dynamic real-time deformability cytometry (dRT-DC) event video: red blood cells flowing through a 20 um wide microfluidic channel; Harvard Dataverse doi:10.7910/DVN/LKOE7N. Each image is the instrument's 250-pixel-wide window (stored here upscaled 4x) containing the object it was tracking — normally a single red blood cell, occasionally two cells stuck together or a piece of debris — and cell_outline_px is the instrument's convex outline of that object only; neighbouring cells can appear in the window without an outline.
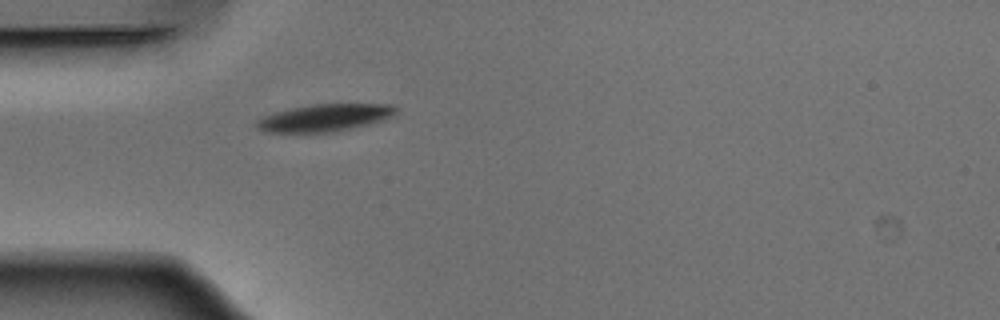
{"species": "Egyptian fruit bat (a non-hibernating species)", "species_latin": "Rousettus aegyptiacus", "temperature_condition": "warm", "stored_images_in_passage": 38, "camera_frame_rate_fps": 3000, "um_per_image_px": 0.085, "animal": {"sex": "male"}, "frame": {"image": 1, "passage_image": 1, "time_ms": 0.0, "image_size_px": [1000, 320], "cell_outline_px": [[396, 112], [392, 116], [368, 124], [332, 132], [268, 132], [256, 128], [256, 120], [264, 116], [276, 112], [292, 108], [312, 104], [392, 104], [396, 108]], "centroid_in_image_um": [27.58, 10.0], "position_along_channel_um": 57.4, "area_um2": 21.79}}
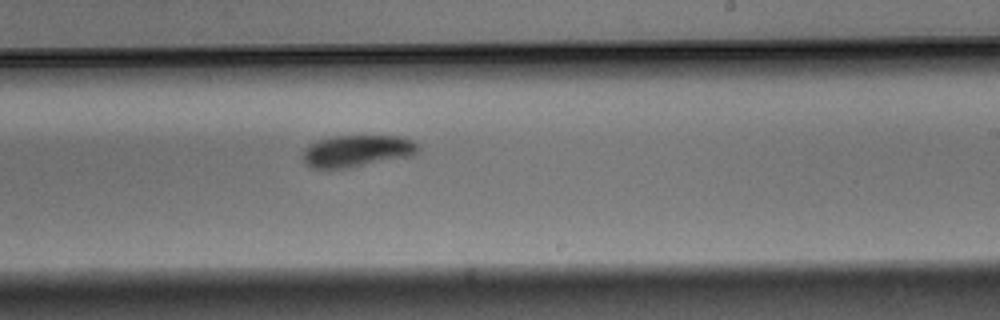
{"frame": {"image": 2, "passage_image": 17, "time_ms": 5.333, "image_size_px": [1000, 320], "cell_outline_px": [[420, 148], [416, 156], [348, 168], [312, 168], [304, 164], [304, 148], [316, 140], [332, 136], [400, 136], [412, 140], [420, 144]], "centroid_in_image_um": [30.41, 12.83], "position_along_channel_um": 258.6, "area_um2": 21.85}}
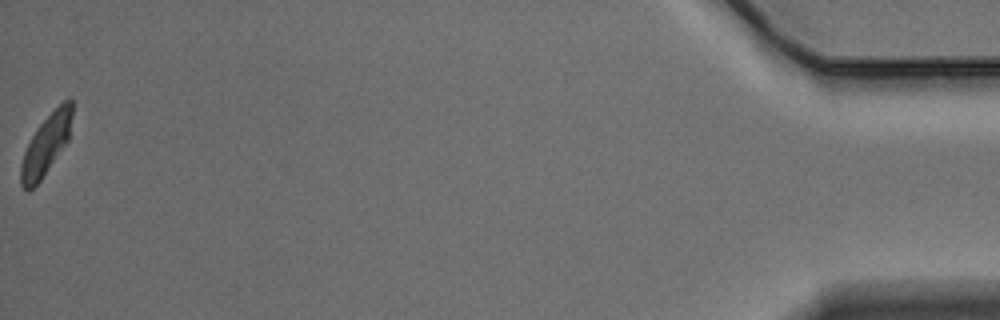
{"frame": {"image": 3, "passage_image": 38, "time_ms": 12.333, "image_size_px": [1000, 320], "cell_outline_px": [[72, 116], [68, 140], [40, 180], [28, 192], [20, 184], [20, 164], [24, 152], [36, 128], [68, 96], [72, 96]], "centroid_in_image_um": [3.91, 12.29], "position_along_channel_um": 431.3, "area_um2": 17.69}, "authors_computed_cell_mechanics": {"area_um2": 21.3571, "velocity_mm_per_s": 3.8506, "shape_relaxation_time_tau1_ms": 1.5123, "shape_relaxation_time_tau2_ms": 5.2425, "deformation_change_tau1": 0.1302, "deformation_change_tau2": 0.0873}}